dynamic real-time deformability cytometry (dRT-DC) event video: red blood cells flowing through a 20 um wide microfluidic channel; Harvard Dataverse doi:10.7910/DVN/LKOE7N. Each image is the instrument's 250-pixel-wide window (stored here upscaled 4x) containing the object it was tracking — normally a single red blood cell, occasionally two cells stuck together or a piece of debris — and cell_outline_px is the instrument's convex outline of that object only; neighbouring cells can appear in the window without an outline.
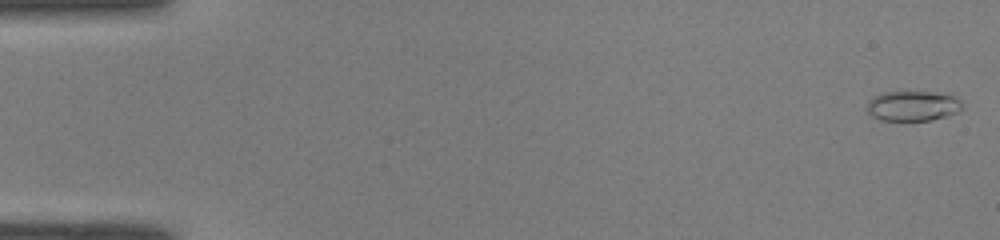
{"species": "common noctule bat (a hibernating species)", "species_latin": "Nyctalus noctula", "temperature_condition": "room temperature", "stored_images_in_passage": 50, "camera_frame_rate_fps": 3000, "um_per_image_px": 0.085, "animal": {"sex": "male", "body_mass_g": 19.0, "forearm_length_mm": 50.8}, "frame": {"image": 1, "passage_image": 1, "time_ms": 0.0, "image_size_px": [1000, 240], "cell_outline_px": [[964, 108], [960, 112], [932, 120], [880, 120], [872, 116], [864, 108], [868, 100], [872, 96], [884, 92], [932, 92], [952, 96], [960, 100]], "centroid_in_image_um": [77.55, 9.01], "position_along_channel_um": 7.4, "area_um2": 16.88}}
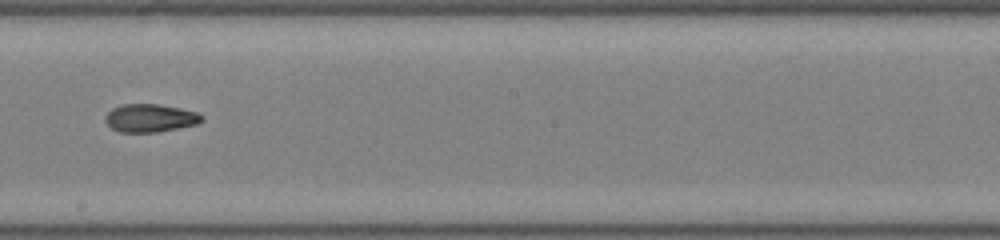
{"frame": {"image": 2, "passage_image": 29, "time_ms": 9.333, "image_size_px": [1000, 240], "cell_outline_px": [[204, 120], [196, 124], [156, 132], [120, 132], [112, 128], [104, 120], [104, 116], [112, 108], [124, 104], [156, 104], [180, 108], [200, 112], [204, 116]], "centroid_in_image_um": [12.78, 10.02], "position_along_channel_um": 235.4, "area_um2": 15.78}}
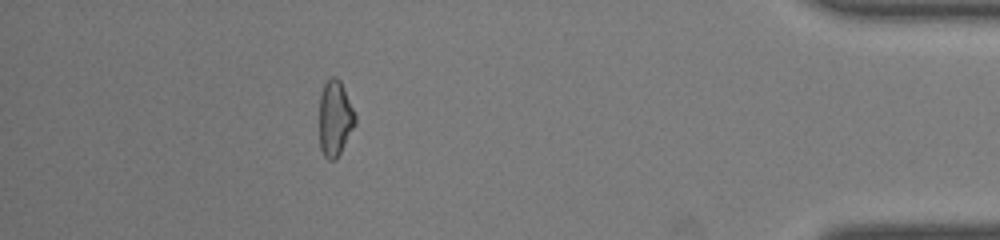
{"frame": {"image": 3, "passage_image": 45, "time_ms": 14.667, "image_size_px": [1000, 240], "cell_outline_px": [[356, 124], [336, 160], [328, 160], [324, 156], [320, 148], [320, 96], [324, 84], [332, 76], [336, 76], [340, 80], [344, 88], [356, 116]], "centroid_in_image_um": [28.48, 10.07], "position_along_channel_um": 406.7, "area_um2": 15.78}, "authors_computed_cell_mechanics": {"area_um2": 16.1262, "velocity_mm_per_s": 4.1036, "shape_relaxation_time_tau1_ms": null, "shape_relaxation_time_tau2_ms": 3.3731, "deformation_change_tau1": null, "deformation_change_tau2": 0.0997}}